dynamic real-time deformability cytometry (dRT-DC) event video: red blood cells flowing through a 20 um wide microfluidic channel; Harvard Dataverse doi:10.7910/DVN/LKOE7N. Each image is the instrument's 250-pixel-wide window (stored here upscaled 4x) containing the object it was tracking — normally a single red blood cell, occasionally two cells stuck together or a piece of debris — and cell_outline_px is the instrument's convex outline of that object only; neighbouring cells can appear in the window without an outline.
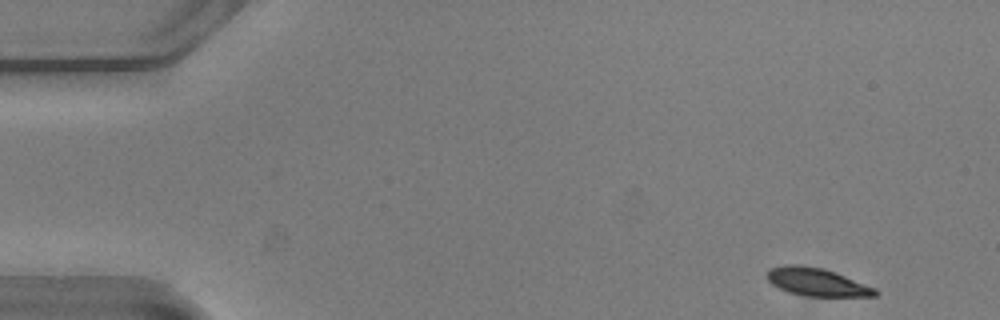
{"species": "common noctule bat (a hibernating species)", "species_latin": "Nyctalus noctula", "temperature_condition": "warm", "stored_images_in_passage": 41, "camera_frame_rate_fps": 3000, "um_per_image_px": 0.085, "animal": {"sex": "male", "body_mass_g": 20.5, "forearm_length_mm": 52.5}, "frame": {"image": 1, "passage_image": 1, "time_ms": 0.0, "image_size_px": [1000, 320], "cell_outline_px": [[880, 292], [876, 296], [804, 296], [788, 292], [772, 284], [768, 280], [768, 268], [784, 264], [800, 264], [824, 268], [836, 272], [876, 288]], "centroid_in_image_um": [69.44, 23.96], "position_along_channel_um": 15.6, "area_um2": 17.8}}
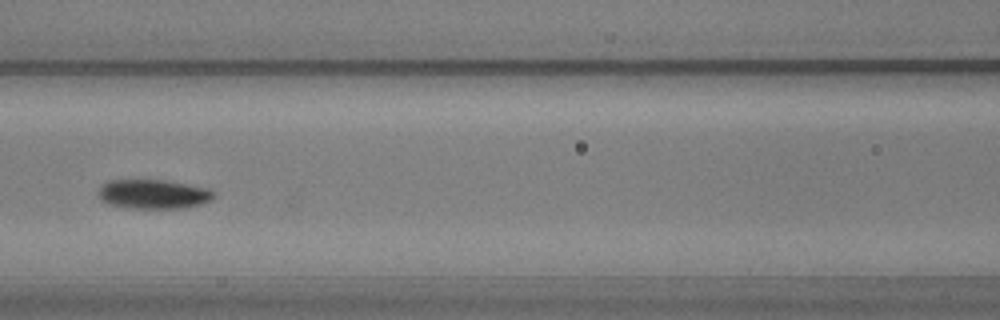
{"frame": {"image": 2, "passage_image": 21, "time_ms": 6.667, "image_size_px": [1000, 320], "cell_outline_px": [[216, 196], [212, 200], [200, 204], [184, 208], [132, 208], [108, 204], [100, 200], [100, 188], [108, 180], [164, 180], [212, 188], [216, 192]], "centroid_in_image_um": [13.12, 16.5], "position_along_channel_um": 153.5, "area_um2": 19.83}}
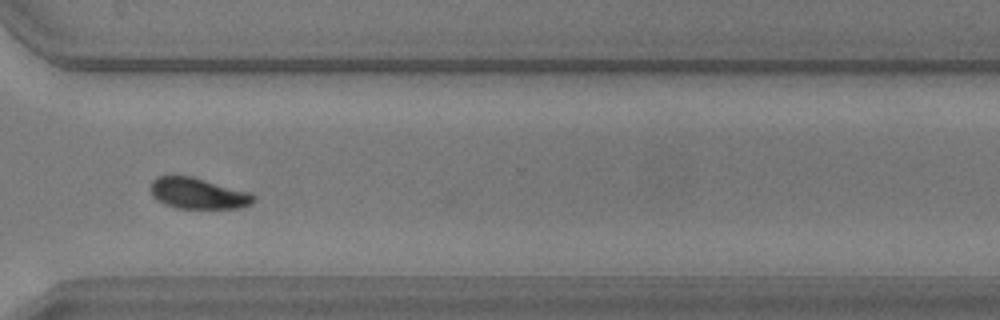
{"frame": {"image": 3, "passage_image": 37, "time_ms": 12.0, "image_size_px": [1000, 320], "cell_outline_px": [[256, 200], [252, 204], [240, 208], [176, 208], [164, 204], [152, 196], [152, 180], [156, 176], [192, 176], [252, 192], [256, 196]], "centroid_in_image_um": [16.9, 16.44], "position_along_channel_um": 353.7, "area_um2": 18.79}, "authors_computed_cell_mechanics": {"area_um2": 18.9584, "velocity_mm_per_s": 3.7619, "shape_relaxation_time_tau1_ms": 1.9538, "shape_relaxation_time_tau2_ms": null, "deformation_change_tau1": 0.1009, "deformation_change_tau2": null}}